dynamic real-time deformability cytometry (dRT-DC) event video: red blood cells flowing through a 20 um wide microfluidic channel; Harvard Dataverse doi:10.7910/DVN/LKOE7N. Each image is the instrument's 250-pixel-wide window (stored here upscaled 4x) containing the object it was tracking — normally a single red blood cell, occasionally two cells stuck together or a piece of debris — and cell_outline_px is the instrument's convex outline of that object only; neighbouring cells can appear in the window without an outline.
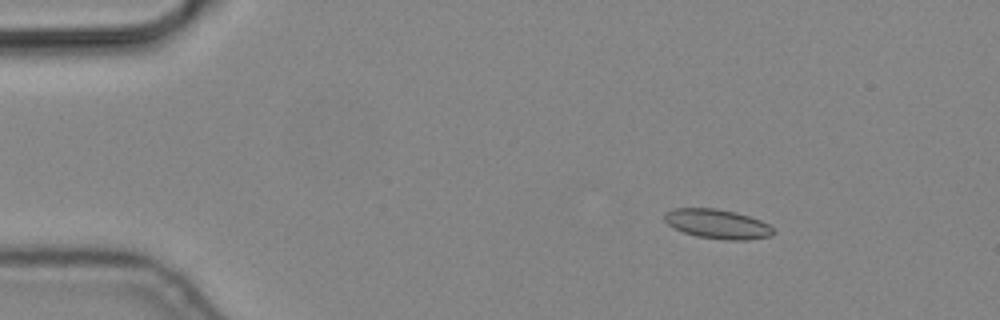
{"species": "common noctule bat (a hibernating species)", "species_latin": "Nyctalus noctula", "temperature_condition": "cold", "stored_images_in_passage": 6, "camera_frame_rate_fps": 3000, "um_per_image_px": 0.085, "animal": {"sex": "male", "body_mass_g": 19.2, "forearm_length_mm": 51.8}, "frame": {"image": 1, "passage_image": 3, "time_ms": 0.667, "image_size_px": [1000, 320], "cell_outline_px": [[772, 236], [748, 240], [724, 240], [696, 236], [684, 232], [668, 224], [664, 220], [664, 212], [672, 208], [716, 208], [736, 212], [760, 220], [768, 224], [772, 228]], "centroid_in_image_um": [60.96, 19.03], "position_along_channel_um": 24.0, "area_um2": 18.67}}
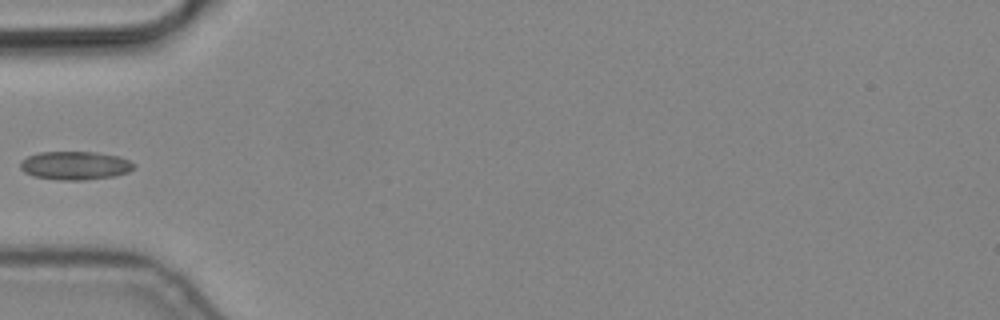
{"frame": {"image": 2, "passage_image": 6, "time_ms": 1.667, "image_size_px": [1000, 320], "cell_outline_px": [[136, 168], [128, 172], [116, 176], [84, 180], [60, 180], [32, 176], [24, 172], [20, 168], [20, 160], [28, 156], [40, 152], [96, 152], [120, 156], [136, 164]], "centroid_in_image_um": [6.4, 14.07], "position_along_channel_um": 78.6, "area_um2": 19.07}}